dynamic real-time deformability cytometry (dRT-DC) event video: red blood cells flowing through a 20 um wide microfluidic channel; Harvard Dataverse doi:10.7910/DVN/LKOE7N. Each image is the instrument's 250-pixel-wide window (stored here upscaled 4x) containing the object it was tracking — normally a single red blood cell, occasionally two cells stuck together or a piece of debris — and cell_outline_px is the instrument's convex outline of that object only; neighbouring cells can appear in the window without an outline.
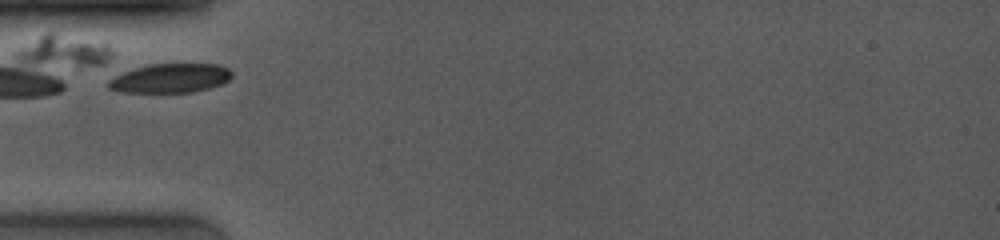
{"species": "common noctule bat (a hibernating species)", "species_latin": "Nyctalus noctula", "temperature_condition": "room temperature", "stored_images_in_passage": 1, "camera_frame_rate_fps": 4000, "um_per_image_px": 0.085, "animal": {"sex": "female", "body_mass_g": 19.0, "forearm_length_mm": 53.3}, "frame": {"image": 1, "passage_image": 1, "time_ms": 0.0, "image_size_px": [1000, 240], "cell_outline_px": [[232, 76], [228, 80], [220, 84], [208, 88], [192, 92], [120, 92], [108, 88], [108, 80], [124, 72], [148, 64], [216, 64], [228, 68], [232, 72]], "centroid_in_image_um": [14.48, 6.65], "position_along_channel_um": 70.5, "area_um2": 20.75}}